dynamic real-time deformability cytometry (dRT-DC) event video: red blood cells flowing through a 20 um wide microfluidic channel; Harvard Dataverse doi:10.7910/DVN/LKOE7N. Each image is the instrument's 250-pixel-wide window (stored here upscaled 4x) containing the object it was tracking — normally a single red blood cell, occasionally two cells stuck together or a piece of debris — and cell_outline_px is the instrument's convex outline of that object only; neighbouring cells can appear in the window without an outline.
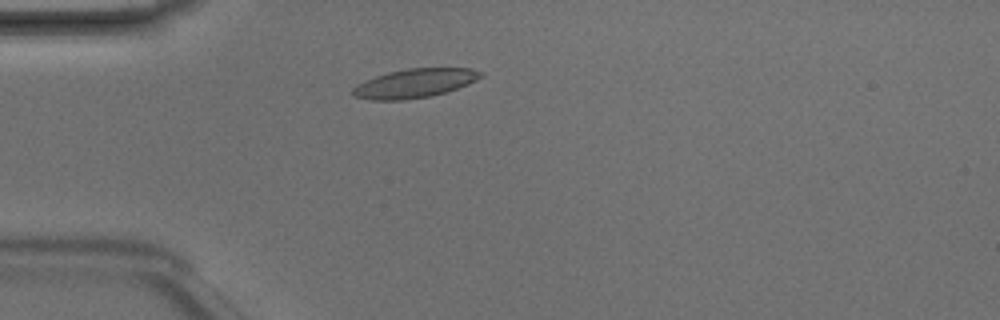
{"species": "Egyptian fruit bat (a non-hibernating species)", "species_latin": "Rousettus aegyptiacus", "temperature_condition": "room temperature", "stored_images_in_passage": 3, "camera_frame_rate_fps": 3000, "um_per_image_px": 0.085, "animal": {"sex": "male"}, "frame": {"image": 1, "passage_image": 2, "time_ms": 0.333, "image_size_px": [1000, 320], "cell_outline_px": [[484, 76], [468, 84], [432, 96], [404, 100], [372, 100], [352, 96], [352, 88], [356, 84], [364, 80], [388, 72], [408, 68], [472, 68], [484, 72]], "centroid_in_image_um": [35.24, 7.07], "position_along_channel_um": 49.8, "area_um2": 21.73}}